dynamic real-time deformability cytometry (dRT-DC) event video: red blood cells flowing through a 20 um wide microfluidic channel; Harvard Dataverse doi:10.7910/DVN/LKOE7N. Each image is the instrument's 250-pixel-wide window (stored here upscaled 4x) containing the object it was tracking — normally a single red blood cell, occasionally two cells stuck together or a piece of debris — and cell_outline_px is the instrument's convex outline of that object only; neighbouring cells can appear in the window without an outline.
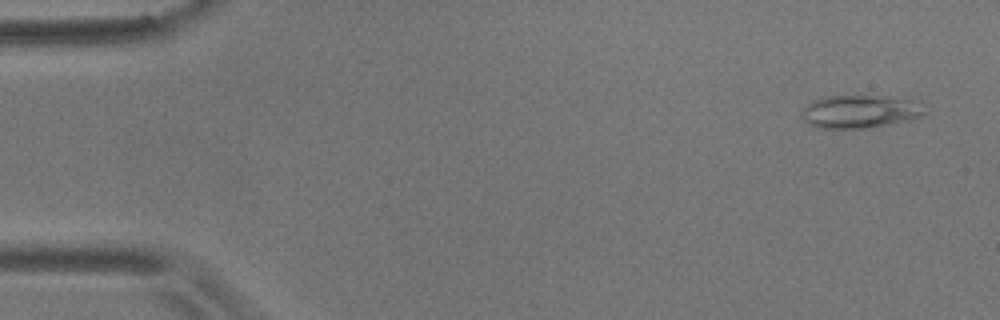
{"species": "common noctule bat (a hibernating species)", "species_latin": "Nyctalus noctula", "temperature_condition": "room temperature", "stored_images_in_passage": 56, "camera_frame_rate_fps": 3000, "um_per_image_px": 0.085, "animal": {"sex": "male", "body_mass_g": 17.9}, "frame": {"image": 1, "passage_image": 3, "time_ms": 0.667, "image_size_px": [1000, 320], "cell_outline_px": [[924, 116], [912, 120], [872, 128], [816, 128], [808, 124], [800, 116], [800, 108], [824, 96], [888, 96], [924, 100]], "centroid_in_image_um": [73.17, 9.48], "position_along_channel_um": 11.8, "area_um2": 24.51}}
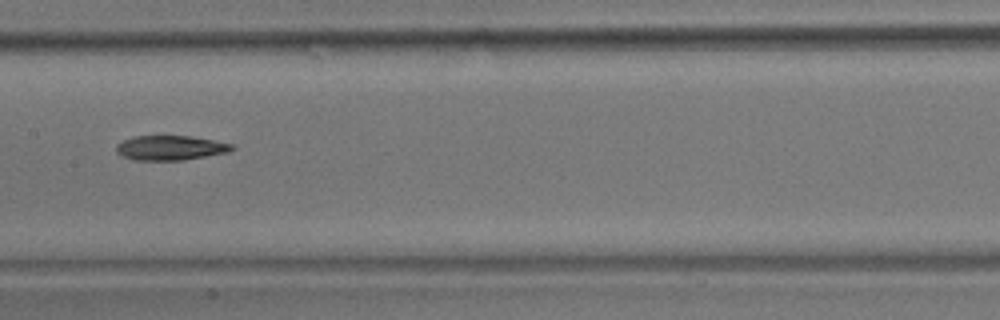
{"frame": {"image": 2, "passage_image": 28, "time_ms": 9.0, "image_size_px": [1000, 320], "cell_outline_px": [[236, 148], [228, 152], [184, 160], [136, 160], [124, 156], [116, 152], [116, 144], [124, 140], [136, 136], [192, 136], [232, 144]], "centroid_in_image_um": [14.49, 12.56], "position_along_channel_um": 192.9, "area_um2": 16.47}}
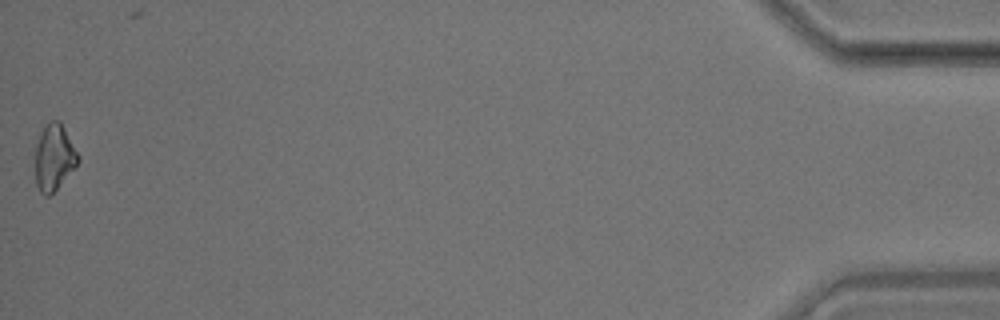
{"frame": {"image": 3, "passage_image": 56, "time_ms": 18.333, "image_size_px": [1000, 320], "cell_outline_px": [[80, 160], [56, 188], [48, 196], [44, 196], [40, 192], [36, 184], [36, 144], [40, 132], [52, 120], [60, 120], [80, 156]], "centroid_in_image_um": [4.6, 13.35], "position_along_channel_um": 430.6, "area_um2": 16.18}, "authors_computed_cell_mechanics": {"area_um2": 16.8776, "velocity_mm_per_s": 3.5692, "shape_relaxation_time_tau1_ms": 8.5443, "shape_relaxation_time_tau2_ms": null, "deformation_change_tau1": 0.1522, "deformation_change_tau2": null}}